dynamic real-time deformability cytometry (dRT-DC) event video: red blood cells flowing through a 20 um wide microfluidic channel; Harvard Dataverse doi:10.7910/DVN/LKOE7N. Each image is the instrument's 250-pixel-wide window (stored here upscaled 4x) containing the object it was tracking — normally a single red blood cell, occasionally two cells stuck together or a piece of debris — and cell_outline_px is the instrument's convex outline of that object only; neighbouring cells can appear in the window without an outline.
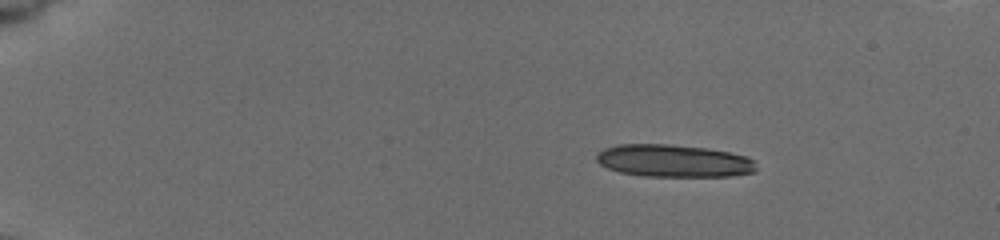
{"species": "common noctule bat (a hibernating species)", "species_latin": "Nyctalus noctula", "temperature_condition": "cold", "stored_images_in_passage": 48, "camera_frame_rate_fps": 3000, "um_per_image_px": 0.085, "animal": {"sex": "female", "body_mass_g": 19.5, "forearm_length_mm": 54.1}, "frame": {"image": 1, "passage_image": 1, "time_ms": 0.0, "image_size_px": [1000, 240], "cell_outline_px": [[756, 172], [732, 176], [644, 176], [620, 172], [608, 168], [600, 164], [596, 160], [596, 152], [604, 148], [616, 144], [672, 144], [708, 148], [728, 152], [744, 156], [756, 160]], "centroid_in_image_um": [57.26, 13.66], "position_along_channel_um": 27.7, "area_um2": 30.52}}
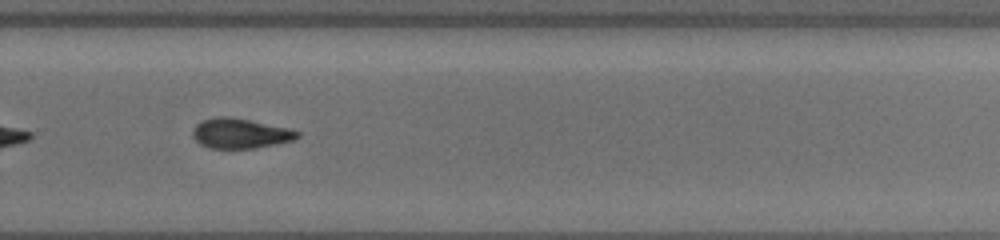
{"frame": {"image": 2, "passage_image": 32, "time_ms": 10.333, "image_size_px": [1000, 240], "cell_outline_px": [[300, 136], [292, 140], [276, 144], [256, 148], [208, 148], [200, 144], [192, 136], [192, 132], [196, 124], [204, 120], [216, 116], [228, 116], [292, 128], [300, 132]], "centroid_in_image_um": [20.44, 11.33], "position_along_channel_um": 309.4, "area_um2": 18.38}}
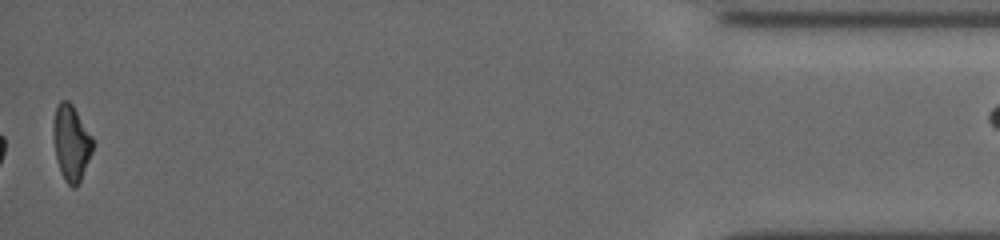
{"frame": {"image": 3, "passage_image": 47, "time_ms": 15.333, "image_size_px": [1000, 240], "cell_outline_px": [[92, 152], [80, 180], [76, 188], [72, 188], [64, 180], [60, 172], [56, 156], [52, 128], [52, 124], [56, 104], [60, 100], [68, 100], [72, 104], [92, 136]], "centroid_in_image_um": [6.03, 12.12], "position_along_channel_um": 429.2, "area_um2": 17.4}}